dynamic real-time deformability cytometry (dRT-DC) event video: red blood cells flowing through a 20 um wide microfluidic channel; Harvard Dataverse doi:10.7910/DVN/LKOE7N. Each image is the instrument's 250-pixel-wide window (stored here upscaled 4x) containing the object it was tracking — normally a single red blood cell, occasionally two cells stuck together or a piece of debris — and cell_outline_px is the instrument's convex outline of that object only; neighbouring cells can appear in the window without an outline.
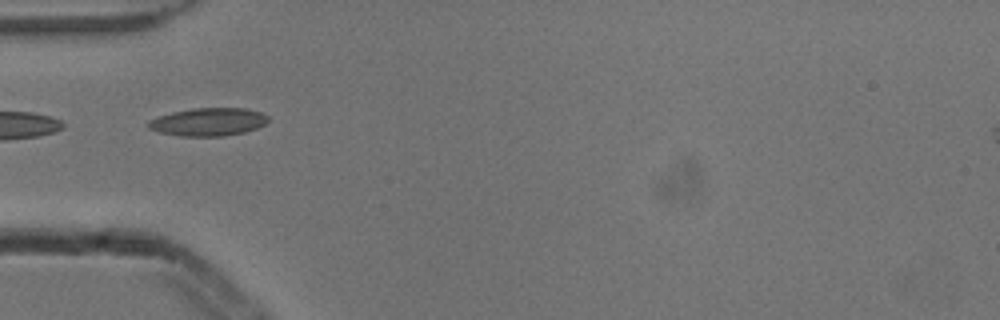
{"species": "common noctule bat (a hibernating species)", "species_latin": "Nyctalus noctula", "temperature_condition": "cold", "stored_images_in_passage": 5, "segment_of_instrument_passage": [2, 2], "camera_frame_rate_fps": 3000, "um_per_image_px": 0.085, "animal": {"sex": "male", "body_mass_g": 13.3}, "frame": {"image": 1, "passage_image": 5, "time_ms": 1.333, "image_size_px": [1000, 320], "cell_outline_px": [[268, 120], [264, 124], [256, 128], [244, 132], [224, 136], [180, 136], [160, 132], [148, 128], [148, 120], [172, 112], [192, 108], [244, 108], [260, 112], [268, 116]], "centroid_in_image_um": [17.7, 10.36], "position_along_channel_um": 67.3, "area_um2": 19.42}}